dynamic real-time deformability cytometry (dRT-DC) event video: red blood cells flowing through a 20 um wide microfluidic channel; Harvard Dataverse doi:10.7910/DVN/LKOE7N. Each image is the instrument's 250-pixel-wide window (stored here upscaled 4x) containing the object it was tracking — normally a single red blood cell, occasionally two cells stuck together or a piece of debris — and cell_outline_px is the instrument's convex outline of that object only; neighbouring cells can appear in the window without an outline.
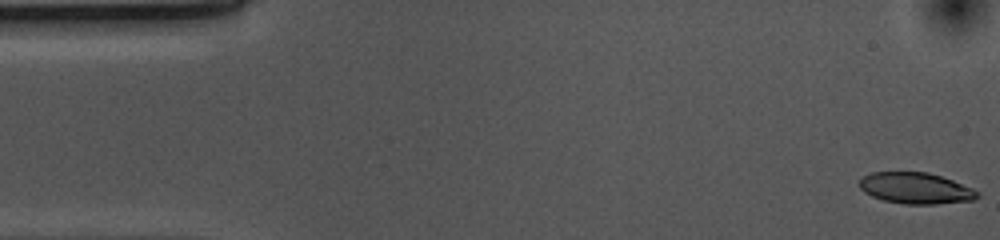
{"species": "common noctule bat (a hibernating species)", "species_latin": "Nyctalus noctula", "temperature_condition": "cold", "stored_images_in_passage": 53, "camera_frame_rate_fps": 3000, "um_per_image_px": 0.085, "animal": {"sex": "female", "body_mass_g": 10.0, "forearm_length_mm": 53.1}, "frame": {"image": 1, "passage_image": 1, "time_ms": 0.0, "image_size_px": [1000, 240], "cell_outline_px": [[980, 196], [972, 200], [936, 204], [904, 204], [884, 200], [872, 196], [864, 192], [860, 188], [860, 180], [864, 176], [872, 172], [928, 172], [952, 180], [972, 188], [980, 192]], "centroid_in_image_um": [77.84, 16.0], "position_along_channel_um": 7.2, "area_um2": 21.33}}
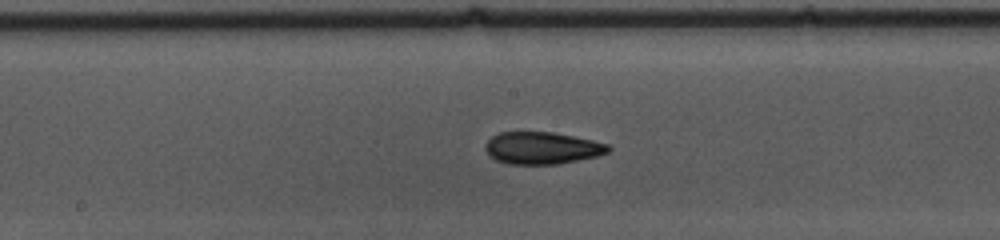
{"frame": {"image": 2, "passage_image": 26, "time_ms": 8.333, "image_size_px": [1000, 240], "cell_outline_px": [[612, 148], [608, 152], [596, 156], [556, 164], [508, 164], [496, 160], [484, 148], [488, 140], [492, 136], [500, 132], [552, 132], [592, 140], [608, 144]], "centroid_in_image_um": [46.07, 12.58], "position_along_channel_um": 202.1, "area_um2": 22.77}}
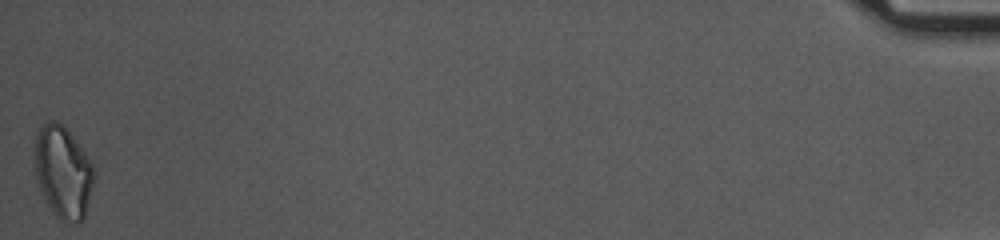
{"frame": {"image": 3, "passage_image": 53, "time_ms": 17.333, "image_size_px": [1000, 240], "cell_outline_px": [[92, 188], [84, 220], [64, 224], [56, 216], [48, 204], [40, 188], [36, 176], [36, 136], [40, 124], [48, 120], [56, 120], [64, 124], [88, 156], [92, 164]], "centroid_in_image_um": [5.36, 14.6], "position_along_channel_um": 429.8, "area_um2": 31.62}, "authors_computed_cell_mechanics": {"area_um2": 22.831, "velocity_mm_per_s": 3.6781, "shape_relaxation_time_tau1_ms": 6.5862, "shape_relaxation_time_tau2_ms": 3.1983, "deformation_change_tau1": 0.1578, "deformation_change_tau2": 0.0956}}